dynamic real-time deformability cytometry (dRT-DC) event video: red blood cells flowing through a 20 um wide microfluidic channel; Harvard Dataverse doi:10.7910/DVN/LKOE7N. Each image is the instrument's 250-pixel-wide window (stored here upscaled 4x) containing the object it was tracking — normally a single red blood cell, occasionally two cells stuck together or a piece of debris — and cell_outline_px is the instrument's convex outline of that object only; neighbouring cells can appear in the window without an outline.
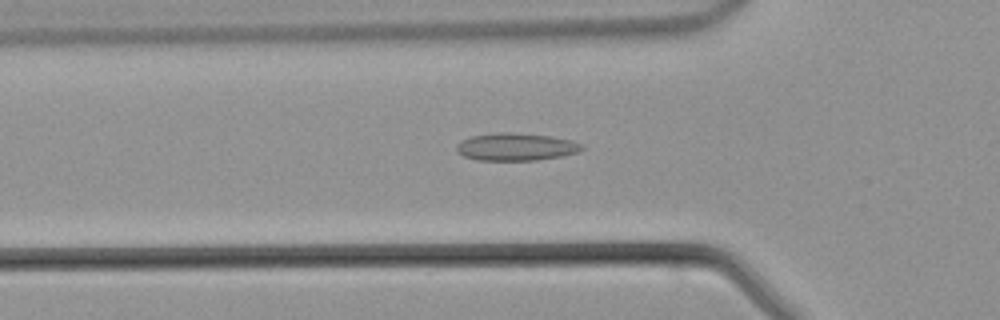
{"species": "common noctule bat (a hibernating species)", "species_latin": "Nyctalus noctula", "temperature_condition": "warm", "stored_images_in_passage": 44, "camera_frame_rate_fps": 3000, "um_per_image_px": 0.085, "animal": {"sex": "male", "body_mass_g": 21.5, "forearm_length_mm": 52.0}, "frame": {"image": 1, "passage_image": 14, "time_ms": 4.333, "image_size_px": [1000, 320], "cell_outline_px": [[584, 148], [580, 152], [560, 156], [536, 160], [476, 160], [464, 156], [456, 152], [456, 144], [472, 136], [496, 132], [512, 132], [552, 136], [572, 140], [580, 144]], "centroid_in_image_um": [43.85, 12.48], "position_along_channel_um": 81.9, "area_um2": 20.17}}
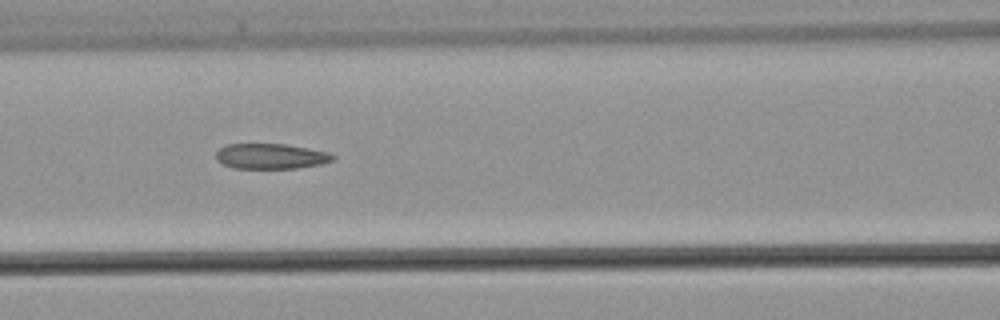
{"frame": {"image": 2, "passage_image": 18, "time_ms": 5.667, "image_size_px": [1000, 320], "cell_outline_px": [[336, 160], [320, 164], [296, 168], [236, 168], [220, 164], [216, 160], [216, 152], [220, 148], [228, 144], [288, 144], [328, 152], [336, 156]], "centroid_in_image_um": [23.03, 13.28], "position_along_channel_um": 143.6, "area_um2": 17.34}}
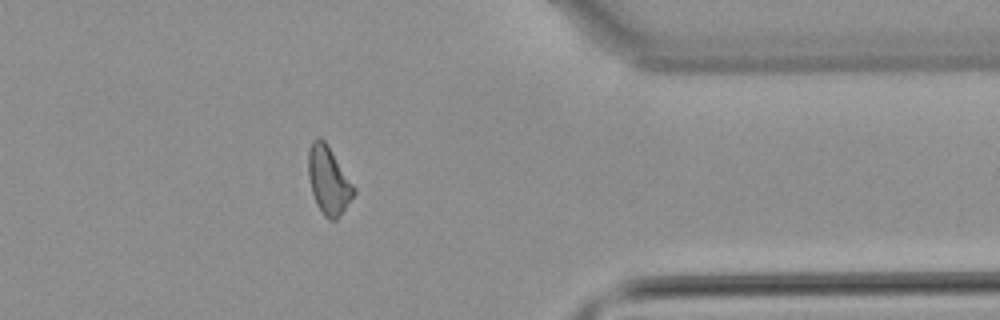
{"frame": {"image": 3, "passage_image": 35, "time_ms": 11.333, "image_size_px": [1000, 320], "cell_outline_px": [[356, 192], [336, 220], [328, 220], [324, 216], [316, 204], [312, 192], [308, 176], [308, 152], [312, 140], [320, 136], [328, 144], [356, 188]], "centroid_in_image_um": [27.92, 15.31], "position_along_channel_um": 383.5, "area_um2": 18.09}}